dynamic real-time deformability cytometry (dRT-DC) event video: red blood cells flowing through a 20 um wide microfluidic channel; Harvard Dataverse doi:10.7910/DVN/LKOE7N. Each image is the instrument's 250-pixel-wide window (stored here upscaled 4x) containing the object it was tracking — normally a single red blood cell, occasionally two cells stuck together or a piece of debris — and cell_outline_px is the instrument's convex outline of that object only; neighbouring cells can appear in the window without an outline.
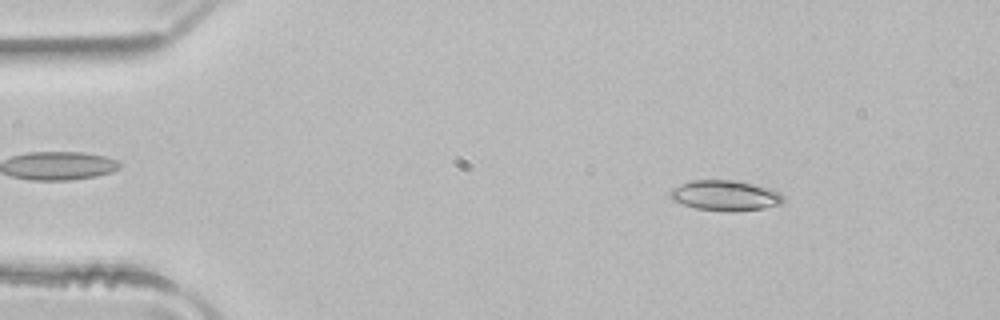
{"species": "common noctule bat (a hibernating species)", "species_latin": "Nyctalus noctula", "temperature_condition": "room temperature", "stored_images_in_passage": 46, "camera_frame_rate_fps": 3000, "um_per_image_px": 0.085, "animal": {"sex": "male", "body_mass_g": 21.5, "forearm_length_mm": 52.0}, "frame": {"image": 1, "passage_image": 3, "time_ms": 0.667, "image_size_px": [1000, 320], "cell_outline_px": [[784, 200], [780, 204], [764, 208], [732, 212], [728, 212], [696, 208], [672, 200], [668, 196], [668, 192], [672, 188], [680, 184], [692, 180], [736, 180], [768, 188], [780, 192], [784, 196]], "centroid_in_image_um": [61.62, 16.62], "position_along_channel_um": 23.4, "area_um2": 20.11}}
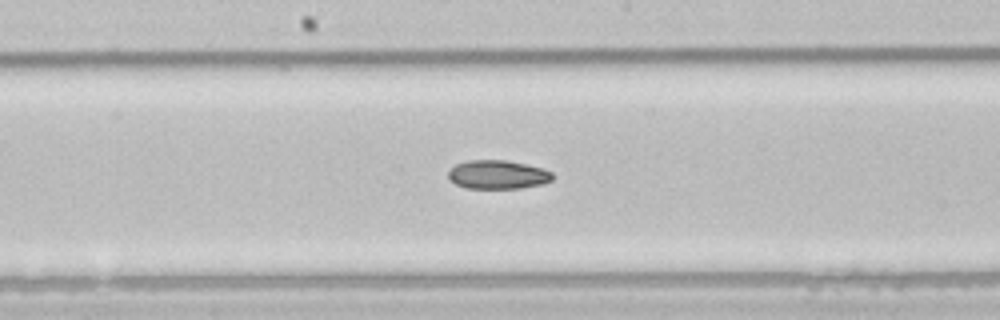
{"frame": {"image": 2, "passage_image": 22, "time_ms": 7.0, "image_size_px": [1000, 320], "cell_outline_px": [[552, 180], [540, 184], [520, 188], [468, 188], [456, 184], [448, 180], [448, 172], [456, 164], [468, 160], [504, 160], [544, 168], [552, 172]], "centroid_in_image_um": [42.28, 14.84], "position_along_channel_um": 205.9, "area_um2": 17.34}}
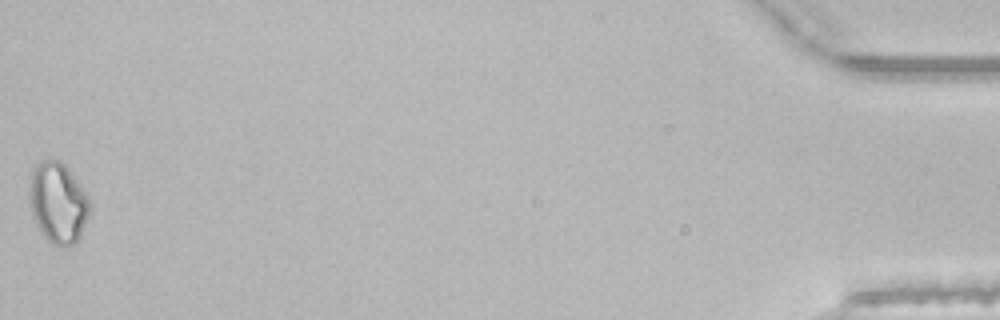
{"frame": {"image": 3, "passage_image": 46, "time_ms": 15.0, "image_size_px": [1000, 320], "cell_outline_px": [[92, 204], [88, 216], [80, 236], [72, 244], [64, 248], [60, 248], [52, 244], [44, 236], [36, 224], [32, 212], [28, 192], [32, 172], [36, 164], [40, 160], [56, 160], [64, 164], [84, 192]], "centroid_in_image_um": [4.91, 17.26], "position_along_channel_um": 430.3, "area_um2": 28.09}, "authors_computed_cell_mechanics": {"area_um2": 19.2185, "velocity_mm_per_s": 4.0616, "shape_relaxation_time_tau1_ms": null, "shape_relaxation_time_tau2_ms": 3.8244, "deformation_change_tau1": null, "deformation_change_tau2": 0.0689}}